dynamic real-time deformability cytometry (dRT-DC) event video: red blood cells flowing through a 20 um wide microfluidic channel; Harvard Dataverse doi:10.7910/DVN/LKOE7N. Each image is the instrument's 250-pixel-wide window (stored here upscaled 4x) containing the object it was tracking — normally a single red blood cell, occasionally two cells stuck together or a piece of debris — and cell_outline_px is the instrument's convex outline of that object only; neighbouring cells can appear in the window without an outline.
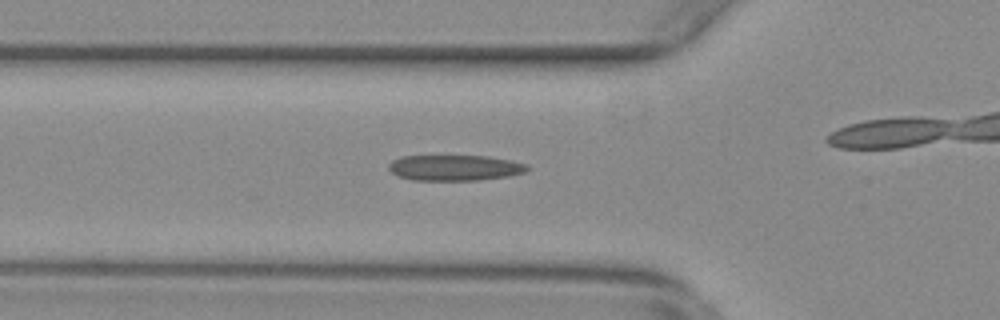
{"species": "common noctule bat (a hibernating species)", "species_latin": "Nyctalus noctula", "temperature_condition": "warm", "stored_images_in_passage": 42, "camera_frame_rate_fps": 3000, "um_per_image_px": 0.085, "animal": {"sex": "female", "body_mass_g": 29.2, "forearm_length_mm": 56.3}, "frame": {"image": 1, "passage_image": 18, "time_ms": 5.667, "image_size_px": [1000, 320], "cell_outline_px": [[528, 168], [524, 172], [508, 176], [480, 180], [412, 180], [396, 176], [388, 168], [388, 164], [392, 160], [400, 156], [488, 156], [512, 160], [524, 164]], "centroid_in_image_um": [38.6, 14.26], "position_along_channel_um": 87.2, "area_um2": 20.75}}
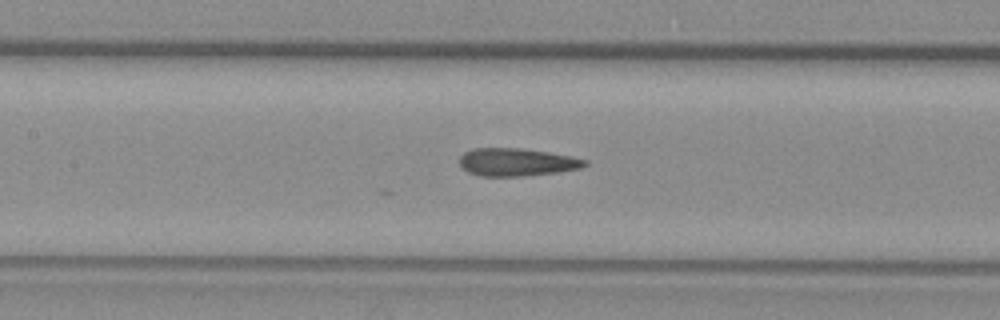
{"frame": {"image": 2, "passage_image": 24, "time_ms": 7.667, "image_size_px": [1000, 320], "cell_outline_px": [[588, 164], [580, 168], [560, 172], [524, 176], [480, 176], [468, 172], [460, 168], [460, 156], [464, 152], [472, 148], [520, 148], [548, 152], [572, 156], [588, 160]], "centroid_in_image_um": [43.91, 13.78], "position_along_channel_um": 163.5, "area_um2": 20.52}}
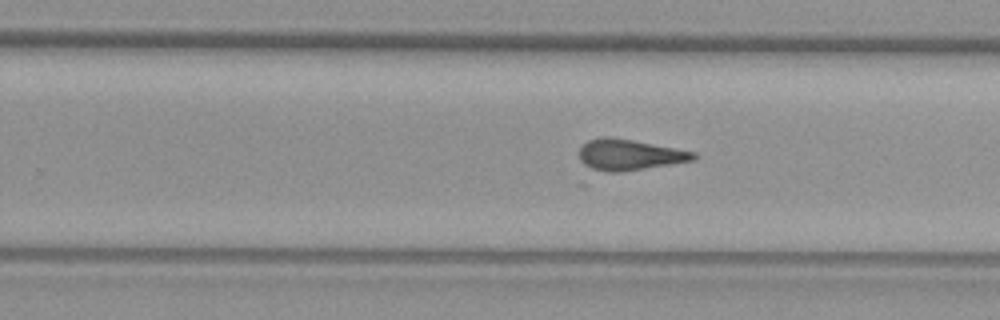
{"frame": {"image": 3, "passage_image": 33, "time_ms": 10.667, "image_size_px": [1000, 320], "cell_outline_px": [[696, 160], [620, 172], [608, 172], [592, 168], [584, 164], [580, 160], [580, 148], [588, 140], [600, 136], [608, 136], [632, 140], [696, 152]], "centroid_in_image_um": [53.5, 13.15], "position_along_channel_um": 276.3, "area_um2": 20.4}}